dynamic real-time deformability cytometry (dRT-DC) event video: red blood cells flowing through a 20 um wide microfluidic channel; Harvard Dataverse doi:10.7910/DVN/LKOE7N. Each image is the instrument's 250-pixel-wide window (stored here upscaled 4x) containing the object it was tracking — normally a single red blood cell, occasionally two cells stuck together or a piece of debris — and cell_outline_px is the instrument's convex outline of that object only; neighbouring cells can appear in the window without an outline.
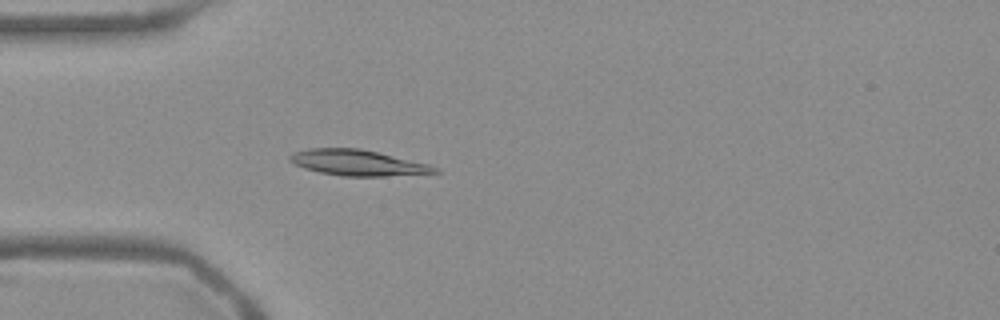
{"species": "Egyptian fruit bat (a non-hibernating species)", "species_latin": "Rousettus aegyptiacus", "temperature_condition": "warm", "stored_images_in_passage": 53, "camera_frame_rate_fps": 3000, "um_per_image_px": 0.085, "frame": {"image": 1, "passage_image": 15, "time_ms": 4.667, "image_size_px": [1000, 320], "cell_outline_px": [[440, 172], [384, 176], [340, 176], [320, 172], [304, 168], [288, 160], [288, 156], [292, 152], [308, 148], [360, 148], [428, 164], [440, 168]], "centroid_in_image_um": [30.36, 13.83], "position_along_channel_um": 54.6, "area_um2": 21.68}}
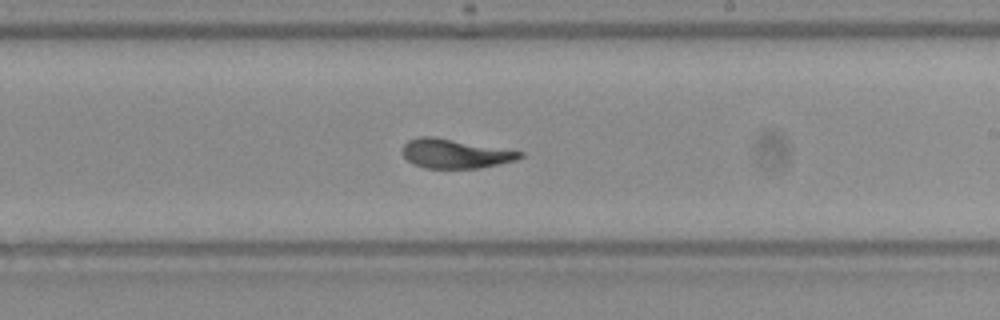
{"frame": {"image": 2, "passage_image": 31, "time_ms": 10.0, "image_size_px": [1000, 320], "cell_outline_px": [[524, 156], [516, 160], [500, 164], [480, 168], [424, 168], [412, 164], [400, 152], [400, 148], [408, 140], [420, 136], [432, 136], [524, 152]], "centroid_in_image_um": [38.64, 13.06], "position_along_channel_um": 250.4, "area_um2": 20.11}}
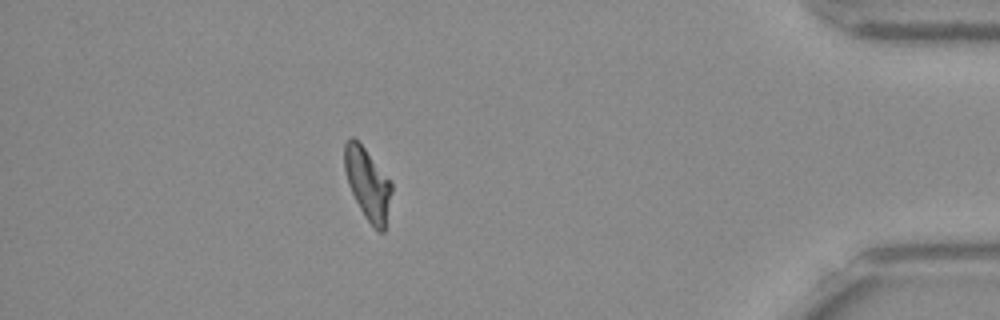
{"frame": {"image": 3, "passage_image": 47, "time_ms": 15.333, "image_size_px": [1000, 320], "cell_outline_px": [[392, 192], [384, 232], [376, 232], [364, 216], [348, 184], [344, 168], [344, 144], [348, 136], [352, 136], [364, 148], [392, 184]], "centroid_in_image_um": [31.23, 15.65], "position_along_channel_um": 404.0, "area_um2": 19.42}, "authors_computed_cell_mechanics": {"area_um2": 20.8658, "velocity_mm_per_s": 3.7759, "shape_relaxation_time_tau1_ms": 6.3566, "shape_relaxation_time_tau2_ms": 2.3935, "deformation_change_tau1": 0.2353, "deformation_change_tau2": 0.0825}}